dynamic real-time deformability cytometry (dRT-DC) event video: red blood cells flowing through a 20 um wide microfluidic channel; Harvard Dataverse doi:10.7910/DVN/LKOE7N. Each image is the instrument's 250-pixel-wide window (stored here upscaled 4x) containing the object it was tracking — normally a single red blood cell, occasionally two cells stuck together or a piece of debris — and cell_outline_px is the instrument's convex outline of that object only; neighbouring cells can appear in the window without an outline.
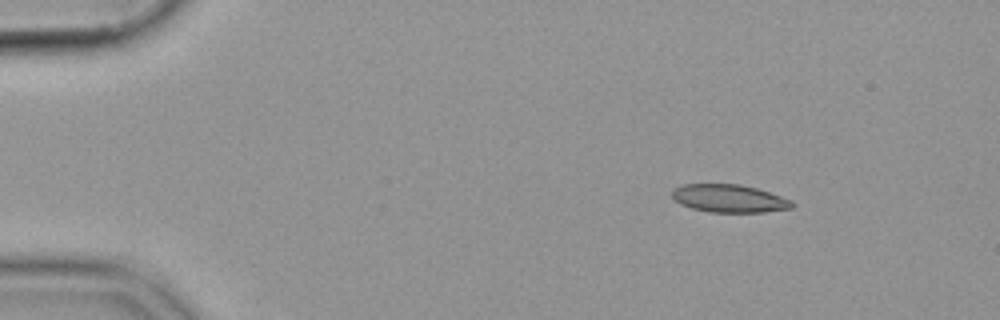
{"species": "common noctule bat (a hibernating species)", "species_latin": "Nyctalus noctula", "temperature_condition": "cold", "stored_images_in_passage": 43, "camera_frame_rate_fps": 3000, "um_per_image_px": 0.085, "animal": {"sex": "female", "body_mass_g": 19.9}, "frame": {"image": 1, "passage_image": 1, "time_ms": 0.0, "image_size_px": [1000, 320], "cell_outline_px": [[796, 204], [792, 208], [764, 212], [708, 212], [692, 208], [680, 204], [672, 196], [672, 188], [684, 184], [740, 184], [756, 188], [792, 200]], "centroid_in_image_um": [61.98, 16.87], "position_along_channel_um": 23.0, "area_um2": 19.54}}
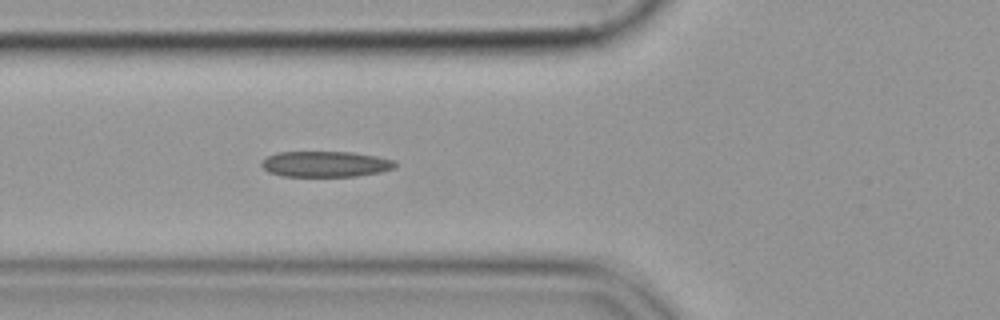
{"frame": {"image": 2, "passage_image": 14, "time_ms": 4.333, "image_size_px": [1000, 320], "cell_outline_px": [[396, 168], [380, 172], [356, 176], [284, 176], [268, 172], [260, 164], [268, 156], [276, 152], [352, 152], [376, 156], [396, 160]], "centroid_in_image_um": [27.7, 13.94], "position_along_channel_um": 98.1, "area_um2": 20.06}}
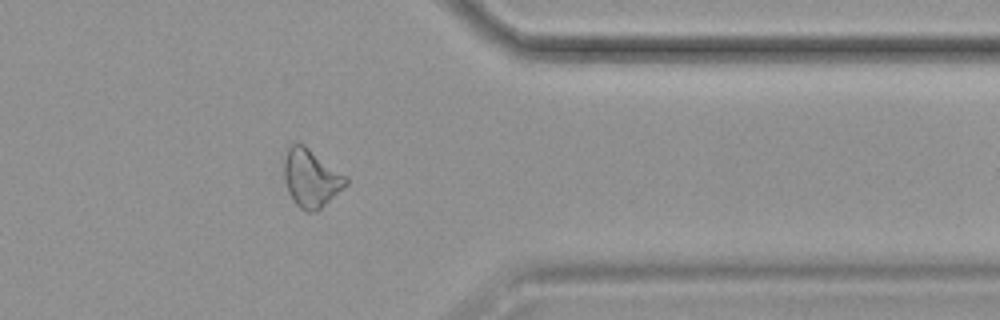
{"frame": {"image": 3, "passage_image": 38, "time_ms": 12.333, "image_size_px": [1000, 320], "cell_outline_px": [[348, 184], [344, 188], [316, 212], [304, 212], [292, 200], [288, 192], [284, 180], [284, 160], [288, 148], [296, 140], [304, 144], [348, 176]], "centroid_in_image_um": [26.45, 15.13], "position_along_channel_um": 385.0, "area_um2": 21.27}}